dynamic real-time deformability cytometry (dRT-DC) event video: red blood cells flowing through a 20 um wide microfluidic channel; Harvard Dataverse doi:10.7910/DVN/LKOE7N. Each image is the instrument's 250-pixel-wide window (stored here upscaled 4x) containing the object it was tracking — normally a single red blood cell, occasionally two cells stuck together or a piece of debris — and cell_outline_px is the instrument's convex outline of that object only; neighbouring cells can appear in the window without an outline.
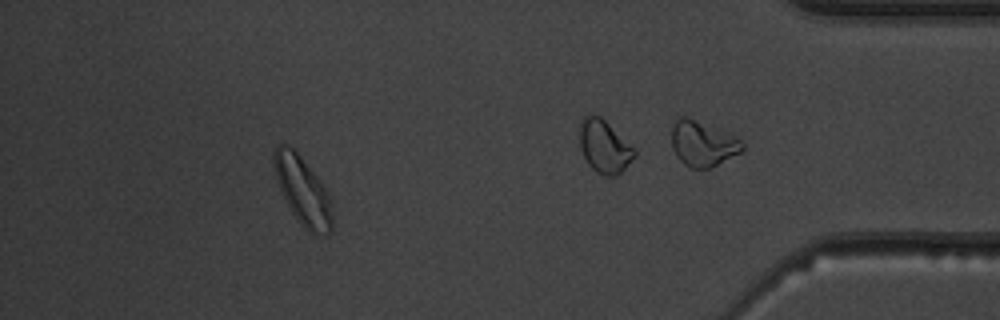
{"species": "common noctule bat (a hibernating species)", "species_latin": "Nyctalus noctula", "temperature_condition": "warm", "stored_images_in_passage": 35, "camera_frame_rate_fps": 3000, "um_per_image_px": 0.085, "animal": {"sex": "male", "body_mass_g": 19.5, "forearm_length_mm": 54.6}, "frame": {"image": 1, "passage_image": 30, "time_ms": 9.667, "image_size_px": [1000, 320], "cell_outline_px": [[332, 232], [328, 236], [324, 236], [308, 232], [304, 228], [292, 212], [276, 180], [272, 164], [272, 152], [276, 144], [284, 144], [292, 148], [300, 156], [320, 180], [332, 200]], "centroid_in_image_um": [25.74, 16.23], "position_along_channel_um": 409.5, "area_um2": 23.41}, "authors_computed_cell_mechanics": {"area_um2": 16.3574, "velocity_mm_per_s": 4.0732, "shape_relaxation_time_tau1_ms": 9.2233, "shape_relaxation_time_tau2_ms": 4.7557, "deformation_change_tau1": 0.2864, "deformation_change_tau2": 0.1131}}